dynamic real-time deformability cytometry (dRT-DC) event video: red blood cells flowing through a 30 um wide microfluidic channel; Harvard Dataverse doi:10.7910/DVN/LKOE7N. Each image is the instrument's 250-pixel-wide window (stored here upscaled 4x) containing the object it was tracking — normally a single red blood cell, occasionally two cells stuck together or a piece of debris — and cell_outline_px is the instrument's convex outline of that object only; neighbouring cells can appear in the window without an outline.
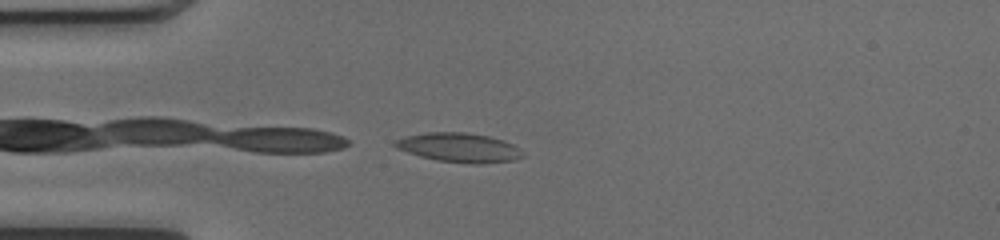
{"species": "common noctule bat (a hibernating species)", "species_latin": "Nyctalus noctula", "temperature_condition": "cold", "stored_images_in_passage": 5, "camera_frame_rate_fps": 3000, "um_per_image_px": 0.085, "animal": {"sex": "female", "body_mass_g": 17.0, "forearm_length_mm": 48.0}, "frame": {"image": 1, "passage_image": 5, "time_ms": 1.333, "image_size_px": [1000, 240], "cell_outline_px": [[524, 156], [516, 160], [480, 164], [472, 164], [436, 160], [420, 156], [396, 148], [392, 144], [396, 140], [408, 136], [428, 132], [464, 132], [488, 136], [512, 144]], "centroid_in_image_um": [39.0, 12.55], "position_along_channel_um": 46.0, "area_um2": 21.44}}